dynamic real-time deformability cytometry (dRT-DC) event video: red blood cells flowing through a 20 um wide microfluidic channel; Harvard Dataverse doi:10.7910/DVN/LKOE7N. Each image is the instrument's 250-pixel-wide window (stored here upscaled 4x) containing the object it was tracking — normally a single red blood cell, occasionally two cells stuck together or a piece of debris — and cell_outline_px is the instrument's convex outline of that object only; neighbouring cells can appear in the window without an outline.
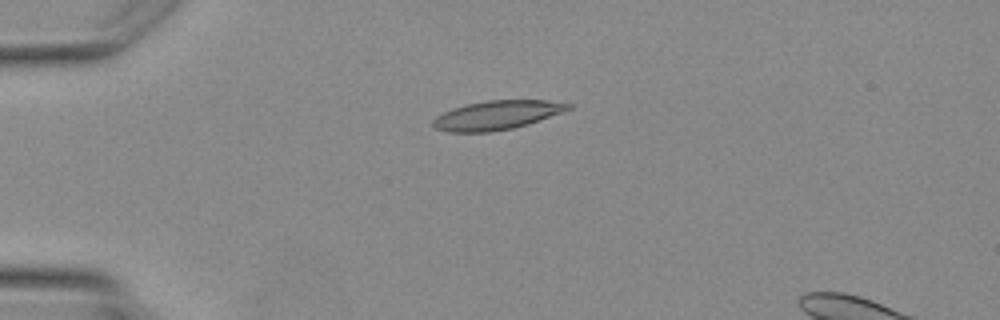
{"species": "Egyptian fruit bat (a non-hibernating species)", "species_latin": "Rousettus aegyptiacus", "temperature_condition": "warm", "stored_images_in_passage": 3, "camera_frame_rate_fps": 3000, "um_per_image_px": 0.085, "animal": {"sex": "female"}, "frame": {"image": 1, "passage_image": 2, "time_ms": 2.333, "image_size_px": [1000, 320], "cell_outline_px": [[572, 108], [540, 120], [528, 124], [512, 128], [488, 132], [448, 132], [436, 128], [432, 124], [432, 120], [436, 116], [452, 108], [468, 104], [488, 100], [544, 100], [572, 104]], "centroid_in_image_um": [42.22, 9.79], "position_along_channel_um": 42.8, "area_um2": 22.66}}